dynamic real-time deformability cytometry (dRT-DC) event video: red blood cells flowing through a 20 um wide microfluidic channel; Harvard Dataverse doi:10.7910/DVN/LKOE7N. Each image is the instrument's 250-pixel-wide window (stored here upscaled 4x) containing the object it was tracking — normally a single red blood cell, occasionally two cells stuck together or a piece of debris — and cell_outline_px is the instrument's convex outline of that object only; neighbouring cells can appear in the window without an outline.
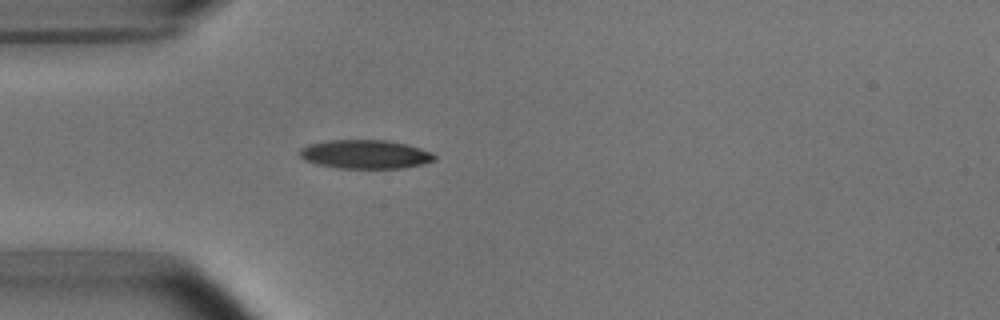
{"species": "common noctule bat (a hibernating species)", "species_latin": "Nyctalus noctula", "temperature_condition": "room temperature", "stored_images_in_passage": 3, "camera_frame_rate_fps": 3000, "um_per_image_px": 0.085, "animal": {"sex": "male", "body_mass_g": 15.6}, "frame": {"image": 1, "passage_image": 3, "time_ms": 3.0, "image_size_px": [1000, 320], "cell_outline_px": [[436, 160], [404, 168], [340, 168], [316, 164], [304, 160], [300, 156], [300, 148], [308, 144], [328, 140], [388, 140], [420, 148], [432, 152], [436, 156]], "centroid_in_image_um": [31.03, 13.11], "position_along_channel_um": 54.0, "area_um2": 22.6}}